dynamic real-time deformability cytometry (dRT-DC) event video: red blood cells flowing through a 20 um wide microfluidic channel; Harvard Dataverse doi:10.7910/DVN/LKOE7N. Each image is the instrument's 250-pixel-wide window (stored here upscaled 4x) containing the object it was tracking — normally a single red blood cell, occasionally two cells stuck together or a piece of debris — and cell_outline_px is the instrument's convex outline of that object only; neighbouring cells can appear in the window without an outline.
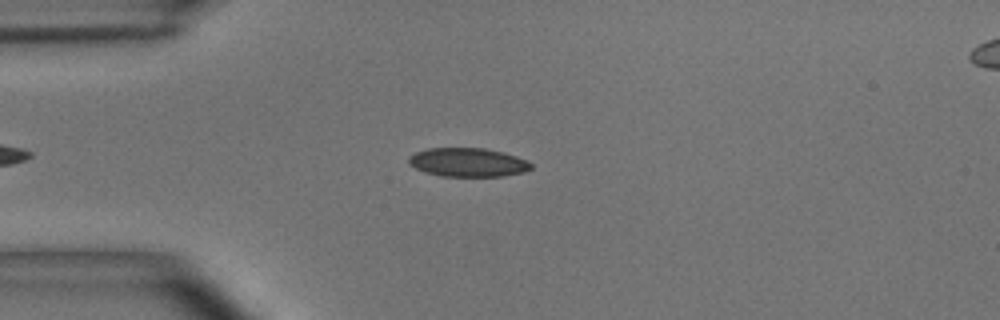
{"species": "common noctule bat (a hibernating species)", "species_latin": "Nyctalus noctula", "temperature_condition": "room temperature", "stored_images_in_passage": 8, "camera_frame_rate_fps": 3000, "um_per_image_px": 0.085, "animal": {"sex": "male", "body_mass_g": 15.6}, "frame": {"image": 1, "passage_image": 3, "time_ms": 0.667, "image_size_px": [1000, 320], "cell_outline_px": [[532, 168], [524, 172], [504, 176], [440, 176], [424, 172], [408, 164], [408, 156], [416, 152], [428, 148], [484, 148], [504, 152], [516, 156], [532, 164]], "centroid_in_image_um": [39.74, 13.8], "position_along_channel_um": 45.3, "area_um2": 20.58}}
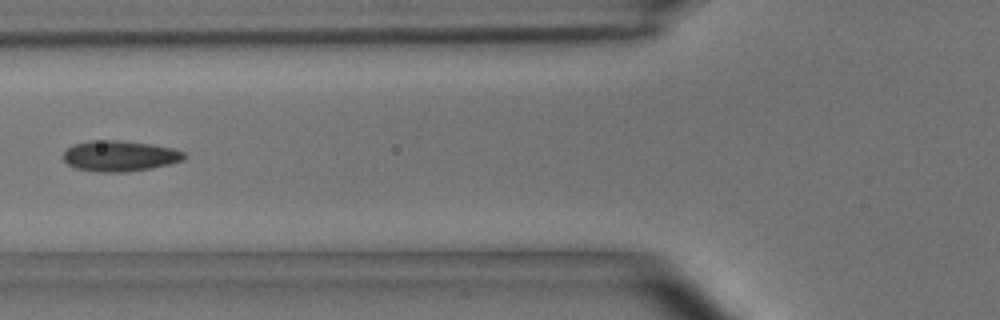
{"frame": {"image": 2, "passage_image": 5, "time_ms": 1.333, "image_size_px": [1000, 320], "cell_outline_px": [[188, 156], [184, 160], [152, 168], [124, 172], [96, 172], [72, 168], [64, 160], [64, 152], [68, 148], [76, 144], [92, 140], [120, 140], [152, 144], [172, 148], [184, 152]], "centroid_in_image_um": [10.19, 13.26], "position_along_channel_um": 115.6, "area_um2": 21.73}}